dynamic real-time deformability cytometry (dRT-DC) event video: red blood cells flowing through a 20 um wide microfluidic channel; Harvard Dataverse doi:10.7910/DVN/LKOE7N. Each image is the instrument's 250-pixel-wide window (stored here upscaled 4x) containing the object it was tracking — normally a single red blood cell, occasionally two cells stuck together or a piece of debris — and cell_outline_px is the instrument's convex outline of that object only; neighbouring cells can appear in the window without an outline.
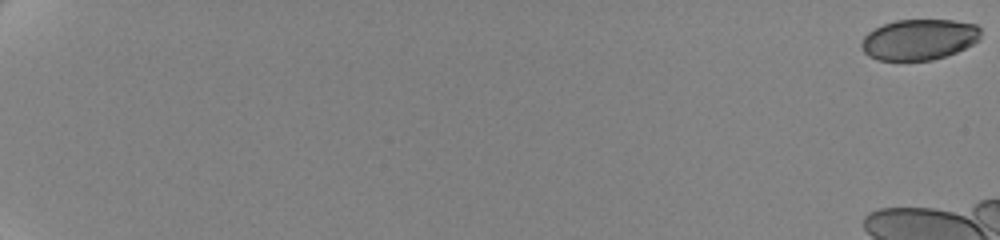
{"species": "human", "species_latin": "Homo sapiens", "temperature_condition": "cold", "stored_images_in_passage": 20, "camera_frame_rate_fps": 3000, "um_per_image_px": 0.085, "donor": {"sex": "female"}, "frame": {"image": 1, "passage_image": 1, "time_ms": 0.0, "image_size_px": [1000, 240], "cell_outline_px": [[980, 40], [956, 52], [932, 60], [876, 60], [868, 56], [864, 52], [860, 44], [864, 36], [868, 32], [884, 24], [896, 20], [952, 20], [976, 24], [980, 28]], "centroid_in_image_um": [78.11, 3.36], "position_along_channel_um": 6.9, "area_um2": 28.32}}